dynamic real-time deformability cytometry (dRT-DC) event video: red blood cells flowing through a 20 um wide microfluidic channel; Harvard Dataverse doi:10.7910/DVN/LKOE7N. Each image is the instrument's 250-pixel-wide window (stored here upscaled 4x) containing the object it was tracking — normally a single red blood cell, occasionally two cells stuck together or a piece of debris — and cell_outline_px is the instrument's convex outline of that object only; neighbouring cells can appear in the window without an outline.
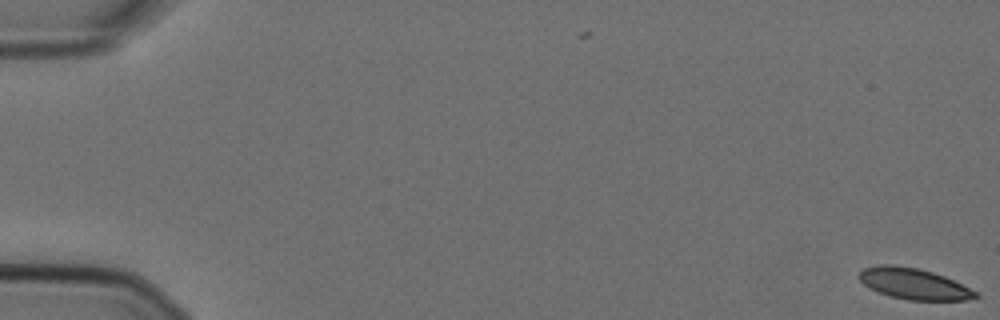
{"species": "Egyptian fruit bat (a non-hibernating species)", "species_latin": "Rousettus aegyptiacus", "temperature_condition": "cold", "stored_images_in_passage": 57, "camera_frame_rate_fps": 3000, "um_per_image_px": 0.085, "animal": {"sex": "female"}, "frame": {"image": 1, "passage_image": 1, "time_ms": 0.0, "image_size_px": [1000, 320], "cell_outline_px": [[980, 296], [968, 300], [908, 300], [888, 296], [876, 292], [868, 288], [856, 276], [864, 268], [880, 264], [892, 264], [916, 268], [932, 272], [944, 276], [976, 292]], "centroid_in_image_um": [77.6, 24.12], "position_along_channel_um": 7.4, "area_um2": 21.04}}
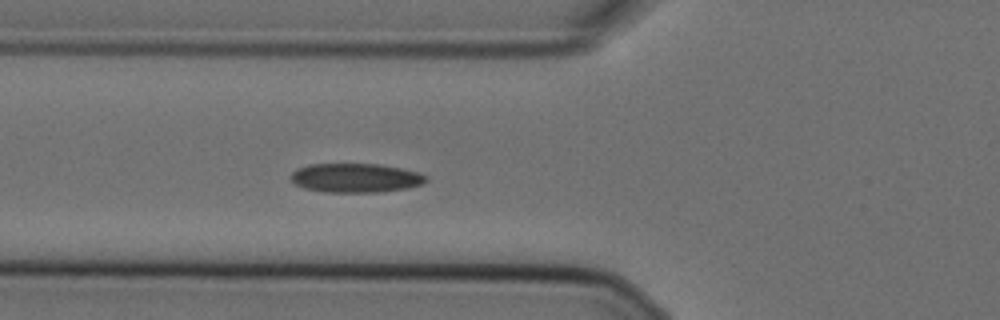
{"frame": {"image": 2, "passage_image": 22, "time_ms": 7.0, "image_size_px": [1000, 320], "cell_outline_px": [[428, 180], [420, 184], [408, 188], [380, 192], [324, 192], [304, 188], [296, 184], [288, 176], [296, 168], [308, 164], [380, 164], [420, 172], [428, 176]], "centroid_in_image_um": [30.22, 15.12], "position_along_channel_um": 95.6, "area_um2": 23.12}}
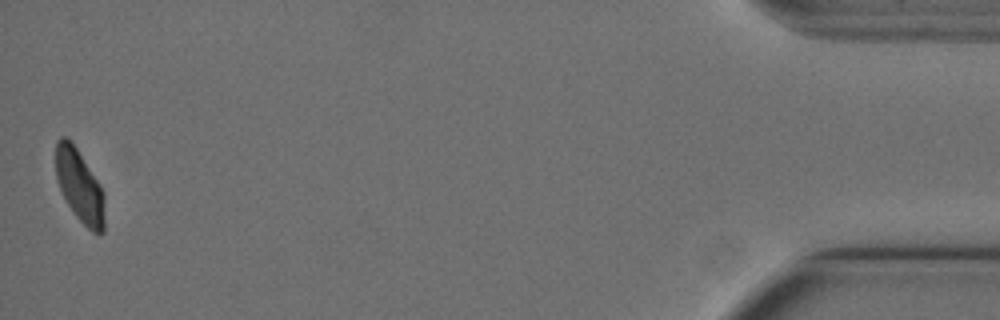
{"frame": {"image": 3, "passage_image": 57, "time_ms": 18.667, "image_size_px": [1000, 320], "cell_outline_px": [[104, 232], [100, 236], [92, 232], [76, 216], [68, 204], [56, 180], [56, 140], [60, 136], [64, 136], [76, 148], [100, 184], [104, 192]], "centroid_in_image_um": [6.78, 15.84], "position_along_channel_um": 428.4, "area_um2": 20.52}, "authors_computed_cell_mechanics": {"area_um2": 22.4842, "velocity_mm_per_s": 3.5921, "shape_relaxation_time_tau1_ms": 5.5101, "shape_relaxation_time_tau2_ms": 1.8015, "deformation_change_tau1": 0.1319, "deformation_change_tau2": 0.0552}}